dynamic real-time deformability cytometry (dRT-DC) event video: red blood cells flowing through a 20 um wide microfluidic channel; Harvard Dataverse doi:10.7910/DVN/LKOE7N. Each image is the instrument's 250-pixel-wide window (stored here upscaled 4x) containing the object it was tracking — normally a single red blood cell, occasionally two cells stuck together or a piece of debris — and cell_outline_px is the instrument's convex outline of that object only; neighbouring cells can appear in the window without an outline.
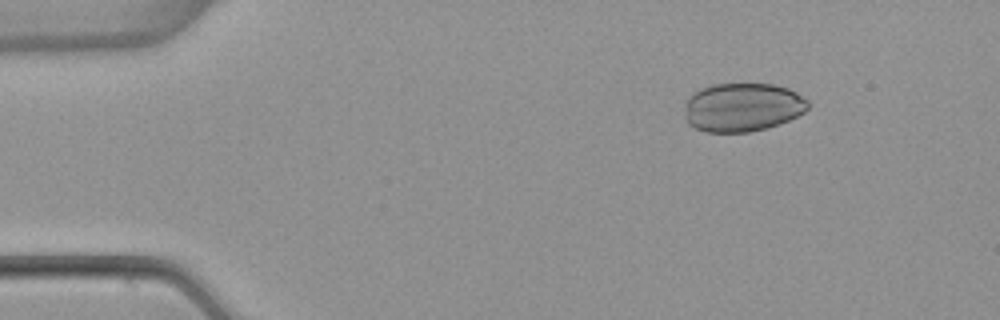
{"species": "common noctule bat (a hibernating species)", "species_latin": "Nyctalus noctula", "temperature_condition": "warm", "stored_images_in_passage": 4, "camera_frame_rate_fps": 3000, "um_per_image_px": 0.085, "animal": {"sex": "female", "body_mass_g": 22.7, "forearm_length_mm": 54.2}, "frame": {"image": 1, "passage_image": 2, "time_ms": 0.333, "image_size_px": [1000, 320], "cell_outline_px": [[808, 108], [804, 112], [780, 124], [768, 128], [748, 132], [704, 132], [688, 124], [684, 108], [684, 104], [688, 96], [692, 92], [700, 88], [712, 84], [772, 84], [788, 88], [796, 92], [808, 100]], "centroid_in_image_um": [63.08, 9.11], "position_along_channel_um": 21.9, "area_um2": 35.32}}